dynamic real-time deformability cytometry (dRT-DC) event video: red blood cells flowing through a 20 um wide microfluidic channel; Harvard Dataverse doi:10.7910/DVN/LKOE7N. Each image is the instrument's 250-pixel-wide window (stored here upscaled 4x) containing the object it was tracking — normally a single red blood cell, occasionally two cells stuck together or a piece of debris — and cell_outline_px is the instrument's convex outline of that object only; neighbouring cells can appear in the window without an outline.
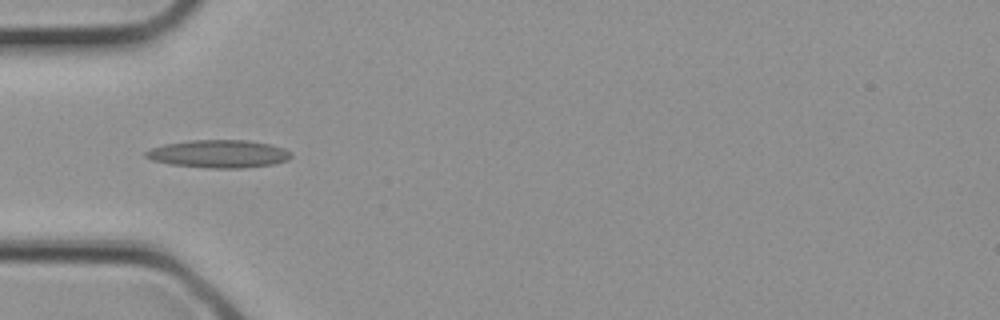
{"species": "common noctule bat (a hibernating species)", "species_latin": "Nyctalus noctula", "temperature_condition": "cold", "stored_images_in_passage": 3, "camera_frame_rate_fps": 3000, "um_per_image_px": 0.085, "animal": {"sex": "female", "body_mass_g": 21.9}, "frame": {"image": 1, "passage_image": 3, "time_ms": 0.667, "image_size_px": [1000, 320], "cell_outline_px": [[292, 156], [288, 160], [272, 164], [244, 168], [208, 168], [172, 164], [152, 160], [144, 156], [144, 152], [152, 148], [164, 144], [188, 140], [248, 140], [272, 144], [284, 148], [292, 152]], "centroid_in_image_um": [18.62, 13.07], "position_along_channel_um": 66.4, "area_um2": 23.7}}